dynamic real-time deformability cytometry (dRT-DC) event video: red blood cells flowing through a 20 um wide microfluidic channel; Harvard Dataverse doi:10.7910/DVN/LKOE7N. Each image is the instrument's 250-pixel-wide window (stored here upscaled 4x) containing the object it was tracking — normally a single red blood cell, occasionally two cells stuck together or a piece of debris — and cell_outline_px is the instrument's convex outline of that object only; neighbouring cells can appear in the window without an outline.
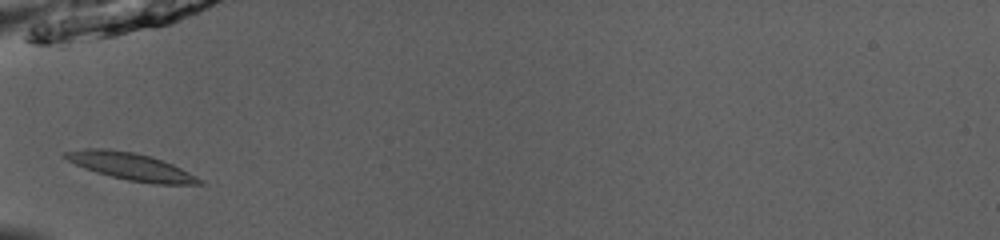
{"species": "common noctule bat (a hibernating species)", "species_latin": "Nyctalus noctula", "temperature_condition": "room temperature", "stored_images_in_passage": 33, "camera_frame_rate_fps": 3000, "um_per_image_px": 0.085, "animal": {"sex": "male", "body_mass_g": 13.0, "forearm_length_mm": 53.1}, "frame": {"image": 1, "passage_image": 1, "time_ms": 0.0, "image_size_px": [1000, 240], "cell_outline_px": [[204, 184], [156, 184], [128, 180], [96, 172], [84, 168], [68, 160], [60, 152], [84, 148], [104, 148], [136, 152], [172, 164], [204, 180]], "centroid_in_image_um": [11.1, 14.14], "position_along_channel_um": 73.9, "area_um2": 21.1}}
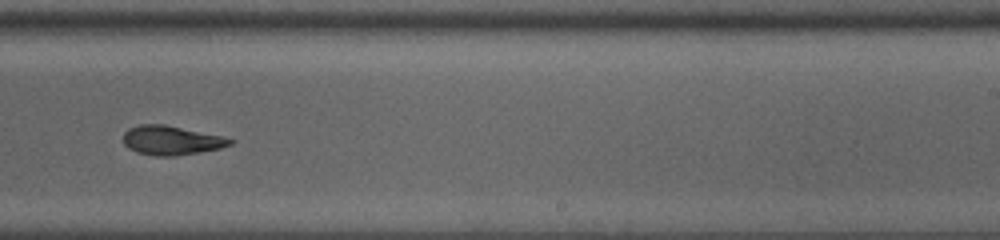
{"frame": {"image": 2, "passage_image": 16, "time_ms": 5.0, "image_size_px": [1000, 240], "cell_outline_px": [[236, 140], [232, 144], [220, 148], [200, 152], [172, 156], [156, 156], [136, 152], [128, 148], [124, 144], [124, 132], [128, 128], [140, 124], [164, 124], [224, 136]], "centroid_in_image_um": [14.57, 11.92], "position_along_channel_um": 274.4, "area_um2": 18.26}}
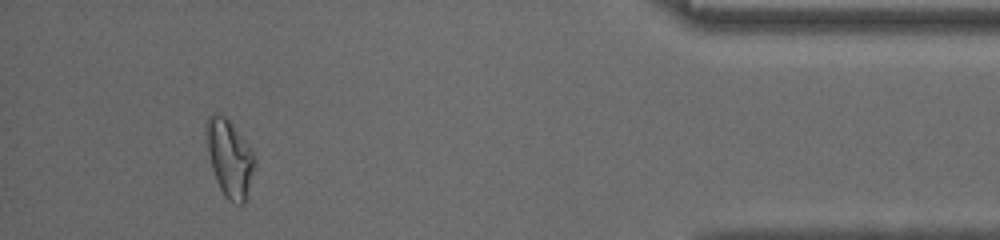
{"frame": {"image": 3, "passage_image": 30, "time_ms": 9.667, "image_size_px": [1000, 240], "cell_outline_px": [[252, 168], [244, 204], [232, 204], [224, 196], [216, 180], [212, 168], [208, 152], [204, 128], [208, 116], [212, 112], [220, 112], [232, 124], [252, 152]], "centroid_in_image_um": [19.42, 13.4], "position_along_channel_um": 415.8, "area_um2": 21.1}, "authors_computed_cell_mechanics": {"area_um2": 18.3226, "velocity_mm_per_s": 3.9948, "shape_relaxation_time_tau1_ms": 6.4883, "shape_relaxation_time_tau2_ms": null, "deformation_change_tau1": 0.2066, "deformation_change_tau2": null}}